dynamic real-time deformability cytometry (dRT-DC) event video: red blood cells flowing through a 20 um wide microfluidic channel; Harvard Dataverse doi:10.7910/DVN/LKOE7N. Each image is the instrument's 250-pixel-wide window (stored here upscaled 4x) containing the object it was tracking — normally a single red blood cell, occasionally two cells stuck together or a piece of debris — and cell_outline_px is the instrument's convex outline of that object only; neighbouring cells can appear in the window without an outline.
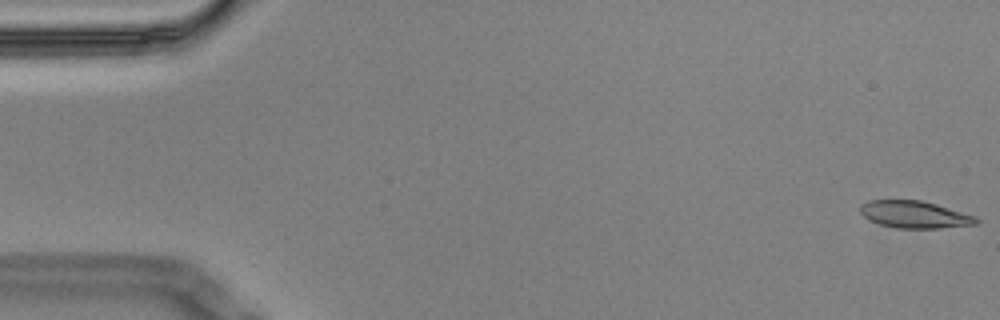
{"species": "Egyptian fruit bat (a non-hibernating species)", "species_latin": "Rousettus aegyptiacus", "temperature_condition": "cold", "stored_images_in_passage": 6, "camera_frame_rate_fps": 3000, "um_per_image_px": 0.085, "animal": {"sex": "male"}, "frame": {"image": 1, "passage_image": 1, "time_ms": 0.0, "image_size_px": [1000, 320], "cell_outline_px": [[980, 220], [976, 224], [940, 228], [896, 228], [880, 224], [868, 220], [860, 212], [860, 204], [868, 200], [920, 200], [936, 204], [976, 216]], "centroid_in_image_um": [77.72, 18.23], "position_along_channel_um": 7.3, "area_um2": 18.38}}
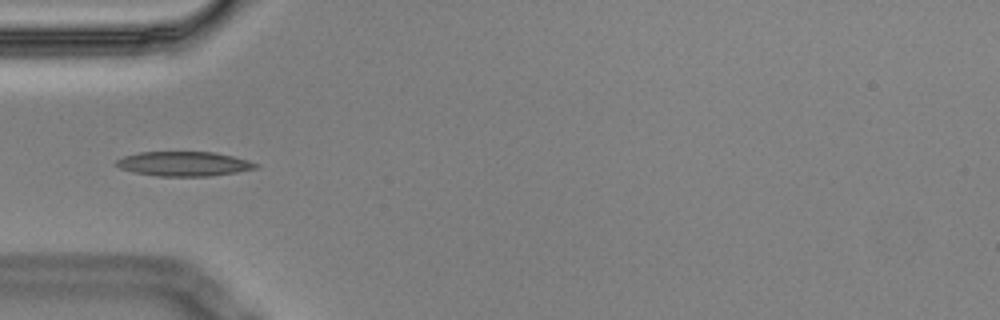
{"frame": {"image": 2, "passage_image": 6, "time_ms": 1.667, "image_size_px": [1000, 320], "cell_outline_px": [[260, 164], [256, 168], [236, 172], [208, 176], [156, 176], [132, 172], [120, 168], [116, 164], [116, 160], [124, 156], [140, 152], [212, 152], [232, 156], [248, 160]], "centroid_in_image_um": [15.61, 13.92], "position_along_channel_um": 69.4, "area_um2": 19.83}}